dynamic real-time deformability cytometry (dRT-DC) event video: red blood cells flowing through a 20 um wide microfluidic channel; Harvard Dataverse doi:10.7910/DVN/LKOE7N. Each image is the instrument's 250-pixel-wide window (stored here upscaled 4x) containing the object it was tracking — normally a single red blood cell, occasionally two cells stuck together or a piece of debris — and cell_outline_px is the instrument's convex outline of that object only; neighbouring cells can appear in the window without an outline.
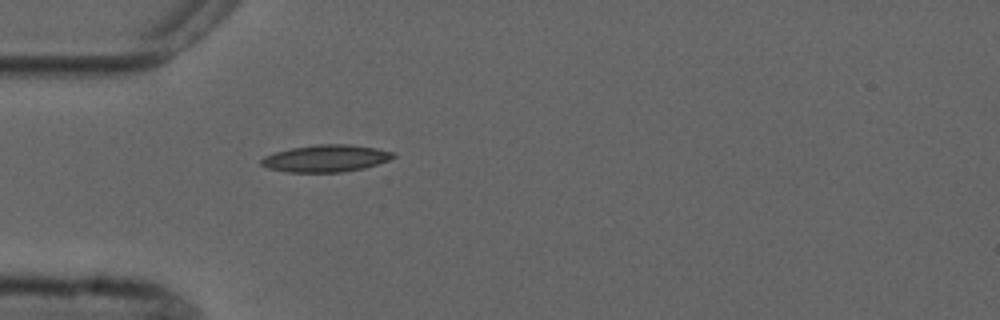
{"species": "common noctule bat (a hibernating species)", "species_latin": "Nyctalus noctula", "temperature_condition": "cold", "stored_images_in_passage": 1, "camera_frame_rate_fps": 3000, "um_per_image_px": 0.085, "animal": {"sex": "male", "forearm_length_mm": 52.5}, "frame": {"image": 1, "passage_image": 1, "time_ms": 0.0, "image_size_px": [1000, 320], "cell_outline_px": [[396, 156], [388, 160], [364, 168], [344, 172], [288, 172], [268, 168], [260, 164], [260, 160], [264, 156], [276, 152], [292, 148], [316, 144], [348, 144], [376, 148], [396, 152]], "centroid_in_image_um": [27.71, 13.46], "position_along_channel_um": 57.3, "area_um2": 20.81}}